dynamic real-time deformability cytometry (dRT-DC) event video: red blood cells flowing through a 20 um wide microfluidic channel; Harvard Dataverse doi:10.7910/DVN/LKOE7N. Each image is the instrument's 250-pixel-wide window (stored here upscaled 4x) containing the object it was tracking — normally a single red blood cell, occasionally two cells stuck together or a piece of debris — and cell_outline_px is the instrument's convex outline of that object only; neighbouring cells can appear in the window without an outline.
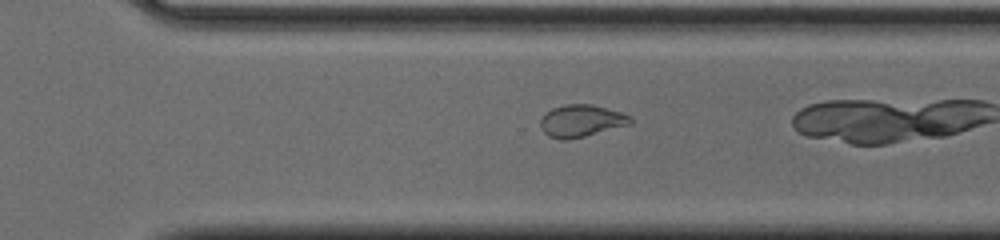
{"species": "common noctule bat (a hibernating species)", "species_latin": "Nyctalus noctula", "temperature_condition": "cold", "stored_images_in_passage": 32, "camera_frame_rate_fps": 3000, "um_per_image_px": 0.085, "animal": {"sex": "male", "body_mass_g": 20.0, "forearm_length_mm": 53.3}, "frame": {"image": 1, "passage_image": 28, "time_ms": 9.0, "image_size_px": [1000, 240], "cell_outline_px": [[632, 124], [568, 140], [560, 140], [548, 136], [540, 128], [540, 120], [552, 108], [564, 104], [592, 104], [620, 112], [632, 116]], "centroid_in_image_um": [49.41, 10.28], "position_along_channel_um": 321.2, "area_um2": 16.88}}